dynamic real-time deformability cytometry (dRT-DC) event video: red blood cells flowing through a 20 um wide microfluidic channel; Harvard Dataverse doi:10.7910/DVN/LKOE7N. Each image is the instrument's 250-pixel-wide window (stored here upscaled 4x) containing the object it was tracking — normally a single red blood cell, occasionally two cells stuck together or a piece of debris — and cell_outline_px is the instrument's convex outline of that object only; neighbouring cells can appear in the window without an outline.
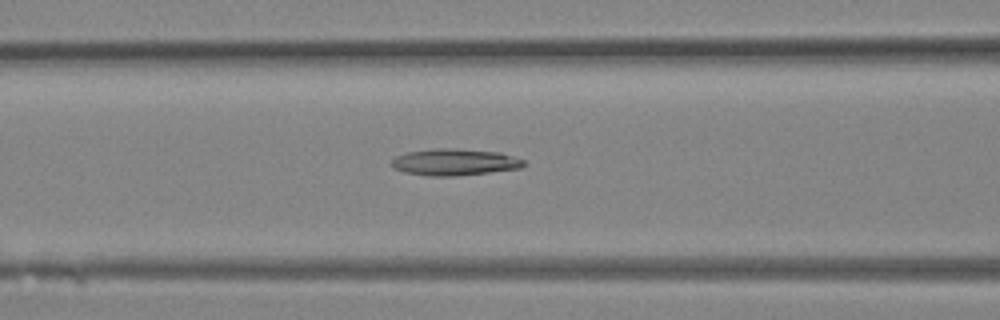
{"species": "Egyptian fruit bat (a non-hibernating species)", "species_latin": "Rousettus aegyptiacus", "temperature_condition": "room temperature", "stored_images_in_passage": 24, "camera_frame_rate_fps": 3000, "um_per_image_px": 0.085, "animal": {"sex": "female"}, "frame": {"image": 1, "passage_image": 5, "time_ms": 1.333, "image_size_px": [1000, 320], "cell_outline_px": [[524, 164], [520, 168], [456, 176], [428, 176], [404, 172], [392, 168], [392, 160], [396, 156], [408, 152], [432, 148], [452, 148], [500, 152], [524, 160]], "centroid_in_image_um": [38.6, 13.78], "position_along_channel_um": 128.0, "area_um2": 20.46}}
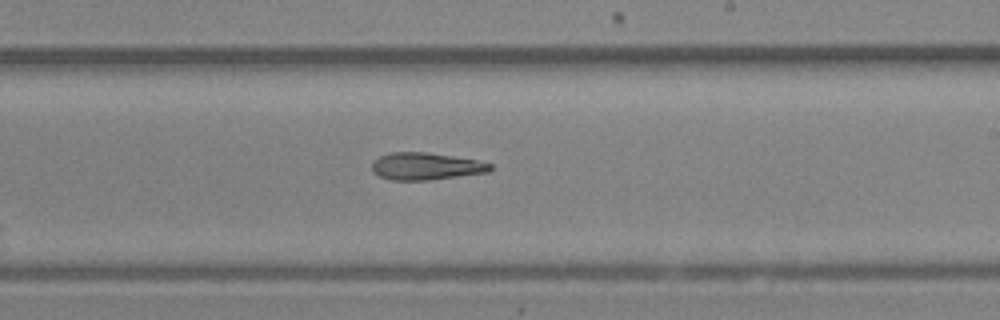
{"frame": {"image": 2, "passage_image": 11, "time_ms": 3.333, "image_size_px": [1000, 320], "cell_outline_px": [[492, 168], [488, 172], [428, 180], [392, 180], [380, 176], [372, 172], [372, 160], [380, 156], [392, 152], [424, 152], [452, 156], [476, 160], [492, 164]], "centroid_in_image_um": [36.16, 14.13], "position_along_channel_um": 252.8, "area_um2": 18.61}}
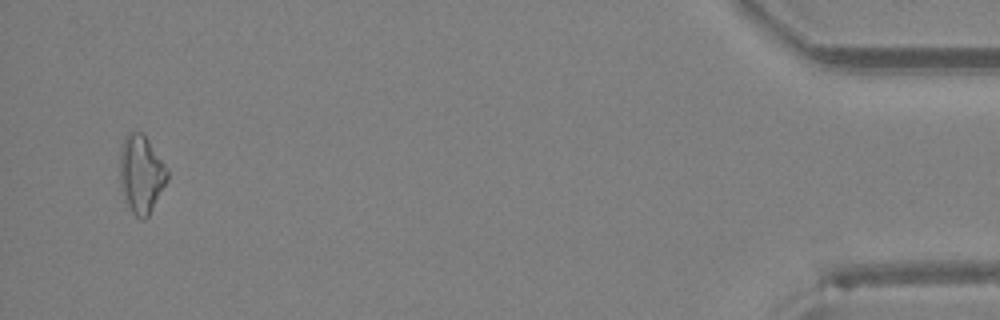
{"frame": {"image": 3, "passage_image": 23, "time_ms": 7.333, "image_size_px": [1000, 320], "cell_outline_px": [[168, 180], [148, 216], [144, 220], [140, 220], [132, 212], [128, 204], [120, 184], [120, 148], [124, 136], [128, 132], [140, 132], [148, 140], [168, 168]], "centroid_in_image_um": [12.0, 14.78], "position_along_channel_um": 423.2, "area_um2": 21.44}}